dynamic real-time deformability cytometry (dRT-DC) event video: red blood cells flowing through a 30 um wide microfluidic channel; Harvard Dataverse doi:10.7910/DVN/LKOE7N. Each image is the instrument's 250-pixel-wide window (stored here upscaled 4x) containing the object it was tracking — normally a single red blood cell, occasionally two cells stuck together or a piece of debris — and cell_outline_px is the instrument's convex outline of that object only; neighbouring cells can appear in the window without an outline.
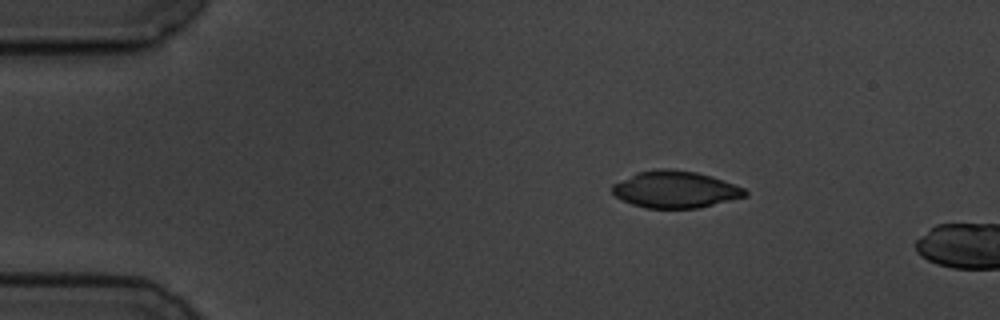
{"species": "common noctule bat (a hibernating species)", "species_latin": "Nyctalus noctula", "temperature_condition": "cold", "stored_images_in_passage": 3, "camera_frame_rate_fps": 3000, "um_per_image_px": 0.085, "animal": {"sex": "male", "body_mass_g": 19.5, "forearm_length_mm": 54.6}, "frame": {"image": 1, "passage_image": 1, "time_ms": 0.0, "image_size_px": [1000, 320], "cell_outline_px": [[748, 196], [696, 208], [644, 208], [632, 204], [616, 196], [612, 192], [612, 184], [636, 172], [656, 168], [668, 168], [696, 172], [712, 176], [744, 188], [748, 192]], "centroid_in_image_um": [57.38, 16.09], "position_along_channel_um": 27.6, "area_um2": 28.55}}